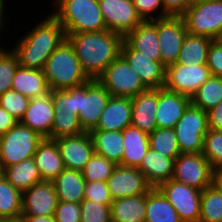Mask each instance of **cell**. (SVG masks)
<instances>
[{
	"label": "cell",
	"mask_w": 222,
	"mask_h": 222,
	"mask_svg": "<svg viewBox=\"0 0 222 222\" xmlns=\"http://www.w3.org/2000/svg\"><path fill=\"white\" fill-rule=\"evenodd\" d=\"M30 30L11 50L20 67L43 70L49 56L66 40L65 30L52 13Z\"/></svg>",
	"instance_id": "obj_1"
},
{
	"label": "cell",
	"mask_w": 222,
	"mask_h": 222,
	"mask_svg": "<svg viewBox=\"0 0 222 222\" xmlns=\"http://www.w3.org/2000/svg\"><path fill=\"white\" fill-rule=\"evenodd\" d=\"M83 71L90 79H97L120 55L124 37L116 32L104 30L66 34Z\"/></svg>",
	"instance_id": "obj_2"
},
{
	"label": "cell",
	"mask_w": 222,
	"mask_h": 222,
	"mask_svg": "<svg viewBox=\"0 0 222 222\" xmlns=\"http://www.w3.org/2000/svg\"><path fill=\"white\" fill-rule=\"evenodd\" d=\"M52 14L64 27L65 34L106 30L98 0H54Z\"/></svg>",
	"instance_id": "obj_3"
},
{
	"label": "cell",
	"mask_w": 222,
	"mask_h": 222,
	"mask_svg": "<svg viewBox=\"0 0 222 222\" xmlns=\"http://www.w3.org/2000/svg\"><path fill=\"white\" fill-rule=\"evenodd\" d=\"M43 73L51 90L72 88L90 80L67 39L49 56Z\"/></svg>",
	"instance_id": "obj_4"
},
{
	"label": "cell",
	"mask_w": 222,
	"mask_h": 222,
	"mask_svg": "<svg viewBox=\"0 0 222 222\" xmlns=\"http://www.w3.org/2000/svg\"><path fill=\"white\" fill-rule=\"evenodd\" d=\"M182 18L188 33L222 39V0L192 2Z\"/></svg>",
	"instance_id": "obj_5"
},
{
	"label": "cell",
	"mask_w": 222,
	"mask_h": 222,
	"mask_svg": "<svg viewBox=\"0 0 222 222\" xmlns=\"http://www.w3.org/2000/svg\"><path fill=\"white\" fill-rule=\"evenodd\" d=\"M43 139L37 132L18 122L0 136V172L5 167L33 158Z\"/></svg>",
	"instance_id": "obj_6"
},
{
	"label": "cell",
	"mask_w": 222,
	"mask_h": 222,
	"mask_svg": "<svg viewBox=\"0 0 222 222\" xmlns=\"http://www.w3.org/2000/svg\"><path fill=\"white\" fill-rule=\"evenodd\" d=\"M110 96L97 79L76 86V113L85 132L97 126Z\"/></svg>",
	"instance_id": "obj_7"
},
{
	"label": "cell",
	"mask_w": 222,
	"mask_h": 222,
	"mask_svg": "<svg viewBox=\"0 0 222 222\" xmlns=\"http://www.w3.org/2000/svg\"><path fill=\"white\" fill-rule=\"evenodd\" d=\"M111 96L133 98L148 89L140 76L119 55L97 78Z\"/></svg>",
	"instance_id": "obj_8"
},
{
	"label": "cell",
	"mask_w": 222,
	"mask_h": 222,
	"mask_svg": "<svg viewBox=\"0 0 222 222\" xmlns=\"http://www.w3.org/2000/svg\"><path fill=\"white\" fill-rule=\"evenodd\" d=\"M208 130L207 112L190 104L174 126L180 153H202Z\"/></svg>",
	"instance_id": "obj_9"
},
{
	"label": "cell",
	"mask_w": 222,
	"mask_h": 222,
	"mask_svg": "<svg viewBox=\"0 0 222 222\" xmlns=\"http://www.w3.org/2000/svg\"><path fill=\"white\" fill-rule=\"evenodd\" d=\"M215 170L202 153H180L174 161L173 180L203 191L214 183Z\"/></svg>",
	"instance_id": "obj_10"
},
{
	"label": "cell",
	"mask_w": 222,
	"mask_h": 222,
	"mask_svg": "<svg viewBox=\"0 0 222 222\" xmlns=\"http://www.w3.org/2000/svg\"><path fill=\"white\" fill-rule=\"evenodd\" d=\"M172 204L182 222H199L201 190L170 179L157 187Z\"/></svg>",
	"instance_id": "obj_11"
},
{
	"label": "cell",
	"mask_w": 222,
	"mask_h": 222,
	"mask_svg": "<svg viewBox=\"0 0 222 222\" xmlns=\"http://www.w3.org/2000/svg\"><path fill=\"white\" fill-rule=\"evenodd\" d=\"M211 76L207 64H171L166 67L164 88L192 97L198 88Z\"/></svg>",
	"instance_id": "obj_12"
},
{
	"label": "cell",
	"mask_w": 222,
	"mask_h": 222,
	"mask_svg": "<svg viewBox=\"0 0 222 222\" xmlns=\"http://www.w3.org/2000/svg\"><path fill=\"white\" fill-rule=\"evenodd\" d=\"M187 34L182 16H167L157 19L161 63L167 67L177 62L184 37Z\"/></svg>",
	"instance_id": "obj_13"
},
{
	"label": "cell",
	"mask_w": 222,
	"mask_h": 222,
	"mask_svg": "<svg viewBox=\"0 0 222 222\" xmlns=\"http://www.w3.org/2000/svg\"><path fill=\"white\" fill-rule=\"evenodd\" d=\"M106 29L125 37L142 20L132 0H98Z\"/></svg>",
	"instance_id": "obj_14"
},
{
	"label": "cell",
	"mask_w": 222,
	"mask_h": 222,
	"mask_svg": "<svg viewBox=\"0 0 222 222\" xmlns=\"http://www.w3.org/2000/svg\"><path fill=\"white\" fill-rule=\"evenodd\" d=\"M120 55L130 67L140 76L142 83L151 89L163 88L165 84L166 67L161 61L142 55L134 50L125 40L121 45Z\"/></svg>",
	"instance_id": "obj_15"
},
{
	"label": "cell",
	"mask_w": 222,
	"mask_h": 222,
	"mask_svg": "<svg viewBox=\"0 0 222 222\" xmlns=\"http://www.w3.org/2000/svg\"><path fill=\"white\" fill-rule=\"evenodd\" d=\"M107 184L112 200L147 194L152 189L138 168L122 165L115 166Z\"/></svg>",
	"instance_id": "obj_16"
},
{
	"label": "cell",
	"mask_w": 222,
	"mask_h": 222,
	"mask_svg": "<svg viewBox=\"0 0 222 222\" xmlns=\"http://www.w3.org/2000/svg\"><path fill=\"white\" fill-rule=\"evenodd\" d=\"M57 203L53 181H41L22 192V216H54Z\"/></svg>",
	"instance_id": "obj_17"
},
{
	"label": "cell",
	"mask_w": 222,
	"mask_h": 222,
	"mask_svg": "<svg viewBox=\"0 0 222 222\" xmlns=\"http://www.w3.org/2000/svg\"><path fill=\"white\" fill-rule=\"evenodd\" d=\"M54 141L57 143L64 167L67 169L82 172L94 154L93 140L89 132L61 137Z\"/></svg>",
	"instance_id": "obj_18"
},
{
	"label": "cell",
	"mask_w": 222,
	"mask_h": 222,
	"mask_svg": "<svg viewBox=\"0 0 222 222\" xmlns=\"http://www.w3.org/2000/svg\"><path fill=\"white\" fill-rule=\"evenodd\" d=\"M191 104V98L166 88H158L157 128H174Z\"/></svg>",
	"instance_id": "obj_19"
},
{
	"label": "cell",
	"mask_w": 222,
	"mask_h": 222,
	"mask_svg": "<svg viewBox=\"0 0 222 222\" xmlns=\"http://www.w3.org/2000/svg\"><path fill=\"white\" fill-rule=\"evenodd\" d=\"M55 111L50 94L32 98L20 123L37 132L41 137L48 138L51 135Z\"/></svg>",
	"instance_id": "obj_20"
},
{
	"label": "cell",
	"mask_w": 222,
	"mask_h": 222,
	"mask_svg": "<svg viewBox=\"0 0 222 222\" xmlns=\"http://www.w3.org/2000/svg\"><path fill=\"white\" fill-rule=\"evenodd\" d=\"M133 126L151 133L157 128L156 112L158 106V89L148 88L131 98Z\"/></svg>",
	"instance_id": "obj_21"
},
{
	"label": "cell",
	"mask_w": 222,
	"mask_h": 222,
	"mask_svg": "<svg viewBox=\"0 0 222 222\" xmlns=\"http://www.w3.org/2000/svg\"><path fill=\"white\" fill-rule=\"evenodd\" d=\"M132 122V103L129 97L110 96L105 110L93 130L123 131Z\"/></svg>",
	"instance_id": "obj_22"
},
{
	"label": "cell",
	"mask_w": 222,
	"mask_h": 222,
	"mask_svg": "<svg viewBox=\"0 0 222 222\" xmlns=\"http://www.w3.org/2000/svg\"><path fill=\"white\" fill-rule=\"evenodd\" d=\"M124 40L136 51L154 61H161L159 41L157 39V20L142 21Z\"/></svg>",
	"instance_id": "obj_23"
},
{
	"label": "cell",
	"mask_w": 222,
	"mask_h": 222,
	"mask_svg": "<svg viewBox=\"0 0 222 222\" xmlns=\"http://www.w3.org/2000/svg\"><path fill=\"white\" fill-rule=\"evenodd\" d=\"M174 161L173 158L161 155L149 148L138 169L152 188H156L161 183L173 178Z\"/></svg>",
	"instance_id": "obj_24"
},
{
	"label": "cell",
	"mask_w": 222,
	"mask_h": 222,
	"mask_svg": "<svg viewBox=\"0 0 222 222\" xmlns=\"http://www.w3.org/2000/svg\"><path fill=\"white\" fill-rule=\"evenodd\" d=\"M33 159L43 181H53L65 169L54 140L44 138L38 144Z\"/></svg>",
	"instance_id": "obj_25"
},
{
	"label": "cell",
	"mask_w": 222,
	"mask_h": 222,
	"mask_svg": "<svg viewBox=\"0 0 222 222\" xmlns=\"http://www.w3.org/2000/svg\"><path fill=\"white\" fill-rule=\"evenodd\" d=\"M12 89L32 99L50 94V86L43 70L18 66L13 77Z\"/></svg>",
	"instance_id": "obj_26"
},
{
	"label": "cell",
	"mask_w": 222,
	"mask_h": 222,
	"mask_svg": "<svg viewBox=\"0 0 222 222\" xmlns=\"http://www.w3.org/2000/svg\"><path fill=\"white\" fill-rule=\"evenodd\" d=\"M123 157L119 165L138 168L149 149L148 133L130 124L123 130Z\"/></svg>",
	"instance_id": "obj_27"
},
{
	"label": "cell",
	"mask_w": 222,
	"mask_h": 222,
	"mask_svg": "<svg viewBox=\"0 0 222 222\" xmlns=\"http://www.w3.org/2000/svg\"><path fill=\"white\" fill-rule=\"evenodd\" d=\"M53 183L58 201L81 203L84 199L86 182L82 172L65 168Z\"/></svg>",
	"instance_id": "obj_28"
},
{
	"label": "cell",
	"mask_w": 222,
	"mask_h": 222,
	"mask_svg": "<svg viewBox=\"0 0 222 222\" xmlns=\"http://www.w3.org/2000/svg\"><path fill=\"white\" fill-rule=\"evenodd\" d=\"M94 152L119 165L123 157V131L91 130Z\"/></svg>",
	"instance_id": "obj_29"
},
{
	"label": "cell",
	"mask_w": 222,
	"mask_h": 222,
	"mask_svg": "<svg viewBox=\"0 0 222 222\" xmlns=\"http://www.w3.org/2000/svg\"><path fill=\"white\" fill-rule=\"evenodd\" d=\"M110 209L112 222H145L146 194L115 199Z\"/></svg>",
	"instance_id": "obj_30"
},
{
	"label": "cell",
	"mask_w": 222,
	"mask_h": 222,
	"mask_svg": "<svg viewBox=\"0 0 222 222\" xmlns=\"http://www.w3.org/2000/svg\"><path fill=\"white\" fill-rule=\"evenodd\" d=\"M0 173L21 192L43 181L33 158L5 167Z\"/></svg>",
	"instance_id": "obj_31"
},
{
	"label": "cell",
	"mask_w": 222,
	"mask_h": 222,
	"mask_svg": "<svg viewBox=\"0 0 222 222\" xmlns=\"http://www.w3.org/2000/svg\"><path fill=\"white\" fill-rule=\"evenodd\" d=\"M145 222H182L177 211L156 187L146 194Z\"/></svg>",
	"instance_id": "obj_32"
},
{
	"label": "cell",
	"mask_w": 222,
	"mask_h": 222,
	"mask_svg": "<svg viewBox=\"0 0 222 222\" xmlns=\"http://www.w3.org/2000/svg\"><path fill=\"white\" fill-rule=\"evenodd\" d=\"M212 41L213 39L209 37L187 32L176 63L182 65L207 64L208 49Z\"/></svg>",
	"instance_id": "obj_33"
},
{
	"label": "cell",
	"mask_w": 222,
	"mask_h": 222,
	"mask_svg": "<svg viewBox=\"0 0 222 222\" xmlns=\"http://www.w3.org/2000/svg\"><path fill=\"white\" fill-rule=\"evenodd\" d=\"M222 100V77L210 76L191 97V104L209 111Z\"/></svg>",
	"instance_id": "obj_34"
},
{
	"label": "cell",
	"mask_w": 222,
	"mask_h": 222,
	"mask_svg": "<svg viewBox=\"0 0 222 222\" xmlns=\"http://www.w3.org/2000/svg\"><path fill=\"white\" fill-rule=\"evenodd\" d=\"M199 222H222V192L214 183L201 193Z\"/></svg>",
	"instance_id": "obj_35"
},
{
	"label": "cell",
	"mask_w": 222,
	"mask_h": 222,
	"mask_svg": "<svg viewBox=\"0 0 222 222\" xmlns=\"http://www.w3.org/2000/svg\"><path fill=\"white\" fill-rule=\"evenodd\" d=\"M149 148L174 160L180 155L174 128H156L148 134Z\"/></svg>",
	"instance_id": "obj_36"
},
{
	"label": "cell",
	"mask_w": 222,
	"mask_h": 222,
	"mask_svg": "<svg viewBox=\"0 0 222 222\" xmlns=\"http://www.w3.org/2000/svg\"><path fill=\"white\" fill-rule=\"evenodd\" d=\"M22 214V192L0 173V219Z\"/></svg>",
	"instance_id": "obj_37"
},
{
	"label": "cell",
	"mask_w": 222,
	"mask_h": 222,
	"mask_svg": "<svg viewBox=\"0 0 222 222\" xmlns=\"http://www.w3.org/2000/svg\"><path fill=\"white\" fill-rule=\"evenodd\" d=\"M115 166L114 162L94 152L82 171L83 178L85 182H107Z\"/></svg>",
	"instance_id": "obj_38"
},
{
	"label": "cell",
	"mask_w": 222,
	"mask_h": 222,
	"mask_svg": "<svg viewBox=\"0 0 222 222\" xmlns=\"http://www.w3.org/2000/svg\"><path fill=\"white\" fill-rule=\"evenodd\" d=\"M85 132L79 122L78 115H59L55 111L51 135L47 138L56 140L61 137L79 135Z\"/></svg>",
	"instance_id": "obj_39"
},
{
	"label": "cell",
	"mask_w": 222,
	"mask_h": 222,
	"mask_svg": "<svg viewBox=\"0 0 222 222\" xmlns=\"http://www.w3.org/2000/svg\"><path fill=\"white\" fill-rule=\"evenodd\" d=\"M202 154L215 170L222 169V131L209 129L204 136V148Z\"/></svg>",
	"instance_id": "obj_40"
},
{
	"label": "cell",
	"mask_w": 222,
	"mask_h": 222,
	"mask_svg": "<svg viewBox=\"0 0 222 222\" xmlns=\"http://www.w3.org/2000/svg\"><path fill=\"white\" fill-rule=\"evenodd\" d=\"M6 48L0 50V95L12 89V81L19 66L16 54Z\"/></svg>",
	"instance_id": "obj_41"
},
{
	"label": "cell",
	"mask_w": 222,
	"mask_h": 222,
	"mask_svg": "<svg viewBox=\"0 0 222 222\" xmlns=\"http://www.w3.org/2000/svg\"><path fill=\"white\" fill-rule=\"evenodd\" d=\"M30 100V98L20 94L16 90L10 89L0 95V106L20 122L28 108Z\"/></svg>",
	"instance_id": "obj_42"
},
{
	"label": "cell",
	"mask_w": 222,
	"mask_h": 222,
	"mask_svg": "<svg viewBox=\"0 0 222 222\" xmlns=\"http://www.w3.org/2000/svg\"><path fill=\"white\" fill-rule=\"evenodd\" d=\"M53 107L59 115H78L76 113V86L68 89L51 90Z\"/></svg>",
	"instance_id": "obj_43"
},
{
	"label": "cell",
	"mask_w": 222,
	"mask_h": 222,
	"mask_svg": "<svg viewBox=\"0 0 222 222\" xmlns=\"http://www.w3.org/2000/svg\"><path fill=\"white\" fill-rule=\"evenodd\" d=\"M81 205V222H112L110 205L83 199Z\"/></svg>",
	"instance_id": "obj_44"
},
{
	"label": "cell",
	"mask_w": 222,
	"mask_h": 222,
	"mask_svg": "<svg viewBox=\"0 0 222 222\" xmlns=\"http://www.w3.org/2000/svg\"><path fill=\"white\" fill-rule=\"evenodd\" d=\"M132 1L138 16L141 18L142 21L157 20L159 18H164V8L162 0H132Z\"/></svg>",
	"instance_id": "obj_45"
},
{
	"label": "cell",
	"mask_w": 222,
	"mask_h": 222,
	"mask_svg": "<svg viewBox=\"0 0 222 222\" xmlns=\"http://www.w3.org/2000/svg\"><path fill=\"white\" fill-rule=\"evenodd\" d=\"M84 199L104 205H111L113 201L107 182L101 181L86 182L84 188Z\"/></svg>",
	"instance_id": "obj_46"
},
{
	"label": "cell",
	"mask_w": 222,
	"mask_h": 222,
	"mask_svg": "<svg viewBox=\"0 0 222 222\" xmlns=\"http://www.w3.org/2000/svg\"><path fill=\"white\" fill-rule=\"evenodd\" d=\"M54 219L55 222H81L80 203L58 201Z\"/></svg>",
	"instance_id": "obj_47"
},
{
	"label": "cell",
	"mask_w": 222,
	"mask_h": 222,
	"mask_svg": "<svg viewBox=\"0 0 222 222\" xmlns=\"http://www.w3.org/2000/svg\"><path fill=\"white\" fill-rule=\"evenodd\" d=\"M207 67L212 76L222 77V39L211 42L207 55Z\"/></svg>",
	"instance_id": "obj_48"
},
{
	"label": "cell",
	"mask_w": 222,
	"mask_h": 222,
	"mask_svg": "<svg viewBox=\"0 0 222 222\" xmlns=\"http://www.w3.org/2000/svg\"><path fill=\"white\" fill-rule=\"evenodd\" d=\"M164 17L182 16L192 3L191 0H162Z\"/></svg>",
	"instance_id": "obj_49"
},
{
	"label": "cell",
	"mask_w": 222,
	"mask_h": 222,
	"mask_svg": "<svg viewBox=\"0 0 222 222\" xmlns=\"http://www.w3.org/2000/svg\"><path fill=\"white\" fill-rule=\"evenodd\" d=\"M207 120L209 129L222 131V100L207 111Z\"/></svg>",
	"instance_id": "obj_50"
},
{
	"label": "cell",
	"mask_w": 222,
	"mask_h": 222,
	"mask_svg": "<svg viewBox=\"0 0 222 222\" xmlns=\"http://www.w3.org/2000/svg\"><path fill=\"white\" fill-rule=\"evenodd\" d=\"M17 123L18 121L0 106V136L7 133Z\"/></svg>",
	"instance_id": "obj_51"
},
{
	"label": "cell",
	"mask_w": 222,
	"mask_h": 222,
	"mask_svg": "<svg viewBox=\"0 0 222 222\" xmlns=\"http://www.w3.org/2000/svg\"><path fill=\"white\" fill-rule=\"evenodd\" d=\"M6 2V0H0V37H1V33H3V31H6V28H5V25H6V16H7V14L5 13L6 11H5V3ZM6 15V16H5ZM5 19V20H4ZM4 28H5V30H4ZM2 38H0V40H1ZM5 49V47L3 48V47H1L0 46V50H4Z\"/></svg>",
	"instance_id": "obj_52"
},
{
	"label": "cell",
	"mask_w": 222,
	"mask_h": 222,
	"mask_svg": "<svg viewBox=\"0 0 222 222\" xmlns=\"http://www.w3.org/2000/svg\"><path fill=\"white\" fill-rule=\"evenodd\" d=\"M24 222H55L54 216H23Z\"/></svg>",
	"instance_id": "obj_53"
},
{
	"label": "cell",
	"mask_w": 222,
	"mask_h": 222,
	"mask_svg": "<svg viewBox=\"0 0 222 222\" xmlns=\"http://www.w3.org/2000/svg\"><path fill=\"white\" fill-rule=\"evenodd\" d=\"M214 184L219 188L222 192V169L215 171L214 175Z\"/></svg>",
	"instance_id": "obj_54"
},
{
	"label": "cell",
	"mask_w": 222,
	"mask_h": 222,
	"mask_svg": "<svg viewBox=\"0 0 222 222\" xmlns=\"http://www.w3.org/2000/svg\"><path fill=\"white\" fill-rule=\"evenodd\" d=\"M0 222H24V219L21 214V215L15 216V217L1 218Z\"/></svg>",
	"instance_id": "obj_55"
}]
</instances>
